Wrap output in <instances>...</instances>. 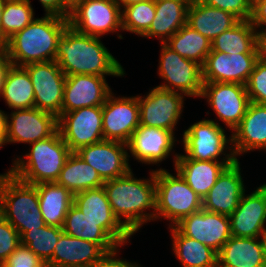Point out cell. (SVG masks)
<instances>
[{
    "label": "cell",
    "mask_w": 266,
    "mask_h": 267,
    "mask_svg": "<svg viewBox=\"0 0 266 267\" xmlns=\"http://www.w3.org/2000/svg\"><path fill=\"white\" fill-rule=\"evenodd\" d=\"M225 132V129L213 119L191 124L183 131L180 141L183 142V155L199 161L235 162L237 159L232 150V138L231 135L226 136Z\"/></svg>",
    "instance_id": "obj_7"
},
{
    "label": "cell",
    "mask_w": 266,
    "mask_h": 267,
    "mask_svg": "<svg viewBox=\"0 0 266 267\" xmlns=\"http://www.w3.org/2000/svg\"><path fill=\"white\" fill-rule=\"evenodd\" d=\"M63 233L62 227L45 225L26 231L20 239L21 244L27 246L46 264L52 258L55 245Z\"/></svg>",
    "instance_id": "obj_38"
},
{
    "label": "cell",
    "mask_w": 266,
    "mask_h": 267,
    "mask_svg": "<svg viewBox=\"0 0 266 267\" xmlns=\"http://www.w3.org/2000/svg\"><path fill=\"white\" fill-rule=\"evenodd\" d=\"M0 267H46L27 246L20 244Z\"/></svg>",
    "instance_id": "obj_43"
},
{
    "label": "cell",
    "mask_w": 266,
    "mask_h": 267,
    "mask_svg": "<svg viewBox=\"0 0 266 267\" xmlns=\"http://www.w3.org/2000/svg\"><path fill=\"white\" fill-rule=\"evenodd\" d=\"M132 171L104 181L103 188L114 215L134 235L144 224L155 220L156 182L154 169L149 178L142 179L134 177ZM148 209L152 212L147 213Z\"/></svg>",
    "instance_id": "obj_2"
},
{
    "label": "cell",
    "mask_w": 266,
    "mask_h": 267,
    "mask_svg": "<svg viewBox=\"0 0 266 267\" xmlns=\"http://www.w3.org/2000/svg\"><path fill=\"white\" fill-rule=\"evenodd\" d=\"M229 219L231 236L266 237V187L264 184L250 194L244 192Z\"/></svg>",
    "instance_id": "obj_19"
},
{
    "label": "cell",
    "mask_w": 266,
    "mask_h": 267,
    "mask_svg": "<svg viewBox=\"0 0 266 267\" xmlns=\"http://www.w3.org/2000/svg\"><path fill=\"white\" fill-rule=\"evenodd\" d=\"M230 267H265L266 237L231 236L217 253V264Z\"/></svg>",
    "instance_id": "obj_26"
},
{
    "label": "cell",
    "mask_w": 266,
    "mask_h": 267,
    "mask_svg": "<svg viewBox=\"0 0 266 267\" xmlns=\"http://www.w3.org/2000/svg\"><path fill=\"white\" fill-rule=\"evenodd\" d=\"M82 0H62V2L72 10Z\"/></svg>",
    "instance_id": "obj_51"
},
{
    "label": "cell",
    "mask_w": 266,
    "mask_h": 267,
    "mask_svg": "<svg viewBox=\"0 0 266 267\" xmlns=\"http://www.w3.org/2000/svg\"><path fill=\"white\" fill-rule=\"evenodd\" d=\"M76 153L99 174L103 181L126 175L130 170L127 144L102 140L79 148Z\"/></svg>",
    "instance_id": "obj_18"
},
{
    "label": "cell",
    "mask_w": 266,
    "mask_h": 267,
    "mask_svg": "<svg viewBox=\"0 0 266 267\" xmlns=\"http://www.w3.org/2000/svg\"><path fill=\"white\" fill-rule=\"evenodd\" d=\"M137 98L140 125L170 130L175 134L185 104L184 94L156 86Z\"/></svg>",
    "instance_id": "obj_10"
},
{
    "label": "cell",
    "mask_w": 266,
    "mask_h": 267,
    "mask_svg": "<svg viewBox=\"0 0 266 267\" xmlns=\"http://www.w3.org/2000/svg\"><path fill=\"white\" fill-rule=\"evenodd\" d=\"M40 212L45 224L62 227L66 214L73 204L74 194L56 182L35 184Z\"/></svg>",
    "instance_id": "obj_30"
},
{
    "label": "cell",
    "mask_w": 266,
    "mask_h": 267,
    "mask_svg": "<svg viewBox=\"0 0 266 267\" xmlns=\"http://www.w3.org/2000/svg\"><path fill=\"white\" fill-rule=\"evenodd\" d=\"M31 78L35 107L55 115L62 114V103L66 75L53 60L49 62L30 63L23 66Z\"/></svg>",
    "instance_id": "obj_12"
},
{
    "label": "cell",
    "mask_w": 266,
    "mask_h": 267,
    "mask_svg": "<svg viewBox=\"0 0 266 267\" xmlns=\"http://www.w3.org/2000/svg\"><path fill=\"white\" fill-rule=\"evenodd\" d=\"M73 204L87 218L99 223V227H102L121 248L130 242L133 235L114 215L103 186L74 194Z\"/></svg>",
    "instance_id": "obj_16"
},
{
    "label": "cell",
    "mask_w": 266,
    "mask_h": 267,
    "mask_svg": "<svg viewBox=\"0 0 266 267\" xmlns=\"http://www.w3.org/2000/svg\"><path fill=\"white\" fill-rule=\"evenodd\" d=\"M62 230L65 234L98 244L106 253L121 247L99 223L87 218L74 204L69 208Z\"/></svg>",
    "instance_id": "obj_31"
},
{
    "label": "cell",
    "mask_w": 266,
    "mask_h": 267,
    "mask_svg": "<svg viewBox=\"0 0 266 267\" xmlns=\"http://www.w3.org/2000/svg\"><path fill=\"white\" fill-rule=\"evenodd\" d=\"M239 21L235 15L209 6L200 0H191L187 12V25L211 42Z\"/></svg>",
    "instance_id": "obj_28"
},
{
    "label": "cell",
    "mask_w": 266,
    "mask_h": 267,
    "mask_svg": "<svg viewBox=\"0 0 266 267\" xmlns=\"http://www.w3.org/2000/svg\"><path fill=\"white\" fill-rule=\"evenodd\" d=\"M20 244L18 231L0 214V266Z\"/></svg>",
    "instance_id": "obj_41"
},
{
    "label": "cell",
    "mask_w": 266,
    "mask_h": 267,
    "mask_svg": "<svg viewBox=\"0 0 266 267\" xmlns=\"http://www.w3.org/2000/svg\"><path fill=\"white\" fill-rule=\"evenodd\" d=\"M155 2L146 0L124 7L122 12V29L142 36L150 27L155 17Z\"/></svg>",
    "instance_id": "obj_39"
},
{
    "label": "cell",
    "mask_w": 266,
    "mask_h": 267,
    "mask_svg": "<svg viewBox=\"0 0 266 267\" xmlns=\"http://www.w3.org/2000/svg\"><path fill=\"white\" fill-rule=\"evenodd\" d=\"M69 25L79 33L102 37L122 29V12L115 0H82L70 12Z\"/></svg>",
    "instance_id": "obj_8"
},
{
    "label": "cell",
    "mask_w": 266,
    "mask_h": 267,
    "mask_svg": "<svg viewBox=\"0 0 266 267\" xmlns=\"http://www.w3.org/2000/svg\"><path fill=\"white\" fill-rule=\"evenodd\" d=\"M58 130L71 152L104 140L102 106L83 107L61 114Z\"/></svg>",
    "instance_id": "obj_13"
},
{
    "label": "cell",
    "mask_w": 266,
    "mask_h": 267,
    "mask_svg": "<svg viewBox=\"0 0 266 267\" xmlns=\"http://www.w3.org/2000/svg\"><path fill=\"white\" fill-rule=\"evenodd\" d=\"M6 0H0V47H1V21Z\"/></svg>",
    "instance_id": "obj_52"
},
{
    "label": "cell",
    "mask_w": 266,
    "mask_h": 267,
    "mask_svg": "<svg viewBox=\"0 0 266 267\" xmlns=\"http://www.w3.org/2000/svg\"><path fill=\"white\" fill-rule=\"evenodd\" d=\"M0 214L20 237L26 231L46 225L40 212L36 186L22 182L8 171L0 179Z\"/></svg>",
    "instance_id": "obj_5"
},
{
    "label": "cell",
    "mask_w": 266,
    "mask_h": 267,
    "mask_svg": "<svg viewBox=\"0 0 266 267\" xmlns=\"http://www.w3.org/2000/svg\"><path fill=\"white\" fill-rule=\"evenodd\" d=\"M140 125L137 96L116 97L111 92L102 106V131L104 140L127 144Z\"/></svg>",
    "instance_id": "obj_14"
},
{
    "label": "cell",
    "mask_w": 266,
    "mask_h": 267,
    "mask_svg": "<svg viewBox=\"0 0 266 267\" xmlns=\"http://www.w3.org/2000/svg\"><path fill=\"white\" fill-rule=\"evenodd\" d=\"M174 176L165 168L155 169L156 210L155 220H169V227L203 208L202 198L195 193L181 175Z\"/></svg>",
    "instance_id": "obj_6"
},
{
    "label": "cell",
    "mask_w": 266,
    "mask_h": 267,
    "mask_svg": "<svg viewBox=\"0 0 266 267\" xmlns=\"http://www.w3.org/2000/svg\"><path fill=\"white\" fill-rule=\"evenodd\" d=\"M101 37L77 32L70 25L58 39L55 61L66 76L90 74L125 76L120 62L102 43Z\"/></svg>",
    "instance_id": "obj_1"
},
{
    "label": "cell",
    "mask_w": 266,
    "mask_h": 267,
    "mask_svg": "<svg viewBox=\"0 0 266 267\" xmlns=\"http://www.w3.org/2000/svg\"><path fill=\"white\" fill-rule=\"evenodd\" d=\"M115 1L117 2V4L120 6V8L122 10L124 7H127L129 5H132V4H135L138 2H143L146 0H115Z\"/></svg>",
    "instance_id": "obj_50"
},
{
    "label": "cell",
    "mask_w": 266,
    "mask_h": 267,
    "mask_svg": "<svg viewBox=\"0 0 266 267\" xmlns=\"http://www.w3.org/2000/svg\"><path fill=\"white\" fill-rule=\"evenodd\" d=\"M120 247L106 253L94 266L92 267H141L136 262H129L127 259L117 258L119 256ZM118 253V254H117Z\"/></svg>",
    "instance_id": "obj_44"
},
{
    "label": "cell",
    "mask_w": 266,
    "mask_h": 267,
    "mask_svg": "<svg viewBox=\"0 0 266 267\" xmlns=\"http://www.w3.org/2000/svg\"><path fill=\"white\" fill-rule=\"evenodd\" d=\"M158 75L164 81L159 88L184 94L186 97H200L203 88L202 66L186 59L165 43H160Z\"/></svg>",
    "instance_id": "obj_9"
},
{
    "label": "cell",
    "mask_w": 266,
    "mask_h": 267,
    "mask_svg": "<svg viewBox=\"0 0 266 267\" xmlns=\"http://www.w3.org/2000/svg\"><path fill=\"white\" fill-rule=\"evenodd\" d=\"M9 109L35 107V95L28 71L23 66L10 65L0 94Z\"/></svg>",
    "instance_id": "obj_32"
},
{
    "label": "cell",
    "mask_w": 266,
    "mask_h": 267,
    "mask_svg": "<svg viewBox=\"0 0 266 267\" xmlns=\"http://www.w3.org/2000/svg\"><path fill=\"white\" fill-rule=\"evenodd\" d=\"M250 22L257 31L266 29V0H253Z\"/></svg>",
    "instance_id": "obj_45"
},
{
    "label": "cell",
    "mask_w": 266,
    "mask_h": 267,
    "mask_svg": "<svg viewBox=\"0 0 266 267\" xmlns=\"http://www.w3.org/2000/svg\"><path fill=\"white\" fill-rule=\"evenodd\" d=\"M58 130V118L36 107L16 109L7 113L6 144H32L53 135Z\"/></svg>",
    "instance_id": "obj_15"
},
{
    "label": "cell",
    "mask_w": 266,
    "mask_h": 267,
    "mask_svg": "<svg viewBox=\"0 0 266 267\" xmlns=\"http://www.w3.org/2000/svg\"><path fill=\"white\" fill-rule=\"evenodd\" d=\"M44 8L45 15L69 18L71 10L62 0H39Z\"/></svg>",
    "instance_id": "obj_46"
},
{
    "label": "cell",
    "mask_w": 266,
    "mask_h": 267,
    "mask_svg": "<svg viewBox=\"0 0 266 267\" xmlns=\"http://www.w3.org/2000/svg\"><path fill=\"white\" fill-rule=\"evenodd\" d=\"M111 92L106 77L90 74L66 76L62 114L83 107L103 106Z\"/></svg>",
    "instance_id": "obj_22"
},
{
    "label": "cell",
    "mask_w": 266,
    "mask_h": 267,
    "mask_svg": "<svg viewBox=\"0 0 266 267\" xmlns=\"http://www.w3.org/2000/svg\"><path fill=\"white\" fill-rule=\"evenodd\" d=\"M72 194L102 187L104 181L97 171L86 163L76 152H71L56 181Z\"/></svg>",
    "instance_id": "obj_34"
},
{
    "label": "cell",
    "mask_w": 266,
    "mask_h": 267,
    "mask_svg": "<svg viewBox=\"0 0 266 267\" xmlns=\"http://www.w3.org/2000/svg\"><path fill=\"white\" fill-rule=\"evenodd\" d=\"M191 0H162L155 2V17L149 29L141 36L159 38L165 43L181 27L187 24V12Z\"/></svg>",
    "instance_id": "obj_29"
},
{
    "label": "cell",
    "mask_w": 266,
    "mask_h": 267,
    "mask_svg": "<svg viewBox=\"0 0 266 267\" xmlns=\"http://www.w3.org/2000/svg\"><path fill=\"white\" fill-rule=\"evenodd\" d=\"M241 163L236 160L218 176L216 183L202 199L203 209L230 216L237 208L245 190Z\"/></svg>",
    "instance_id": "obj_23"
},
{
    "label": "cell",
    "mask_w": 266,
    "mask_h": 267,
    "mask_svg": "<svg viewBox=\"0 0 266 267\" xmlns=\"http://www.w3.org/2000/svg\"><path fill=\"white\" fill-rule=\"evenodd\" d=\"M174 227L181 234L211 247L217 253L231 237L229 216L203 208L184 217Z\"/></svg>",
    "instance_id": "obj_17"
},
{
    "label": "cell",
    "mask_w": 266,
    "mask_h": 267,
    "mask_svg": "<svg viewBox=\"0 0 266 267\" xmlns=\"http://www.w3.org/2000/svg\"><path fill=\"white\" fill-rule=\"evenodd\" d=\"M217 9L235 15L239 20H250L253 0H200Z\"/></svg>",
    "instance_id": "obj_42"
},
{
    "label": "cell",
    "mask_w": 266,
    "mask_h": 267,
    "mask_svg": "<svg viewBox=\"0 0 266 267\" xmlns=\"http://www.w3.org/2000/svg\"><path fill=\"white\" fill-rule=\"evenodd\" d=\"M230 133L237 160L253 150L266 151V105L250 102L240 124Z\"/></svg>",
    "instance_id": "obj_24"
},
{
    "label": "cell",
    "mask_w": 266,
    "mask_h": 267,
    "mask_svg": "<svg viewBox=\"0 0 266 267\" xmlns=\"http://www.w3.org/2000/svg\"><path fill=\"white\" fill-rule=\"evenodd\" d=\"M173 254L182 267H216L217 252L211 247L181 234L174 226L169 227Z\"/></svg>",
    "instance_id": "obj_35"
},
{
    "label": "cell",
    "mask_w": 266,
    "mask_h": 267,
    "mask_svg": "<svg viewBox=\"0 0 266 267\" xmlns=\"http://www.w3.org/2000/svg\"><path fill=\"white\" fill-rule=\"evenodd\" d=\"M106 252L96 243L63 233L46 267H92Z\"/></svg>",
    "instance_id": "obj_25"
},
{
    "label": "cell",
    "mask_w": 266,
    "mask_h": 267,
    "mask_svg": "<svg viewBox=\"0 0 266 267\" xmlns=\"http://www.w3.org/2000/svg\"><path fill=\"white\" fill-rule=\"evenodd\" d=\"M165 44L182 57L203 66L207 55L211 51L212 42L185 24Z\"/></svg>",
    "instance_id": "obj_36"
},
{
    "label": "cell",
    "mask_w": 266,
    "mask_h": 267,
    "mask_svg": "<svg viewBox=\"0 0 266 267\" xmlns=\"http://www.w3.org/2000/svg\"><path fill=\"white\" fill-rule=\"evenodd\" d=\"M174 169L177 171L189 187L202 199L208 194L216 183L222 171L234 162L199 161L189 159L182 153H175Z\"/></svg>",
    "instance_id": "obj_27"
},
{
    "label": "cell",
    "mask_w": 266,
    "mask_h": 267,
    "mask_svg": "<svg viewBox=\"0 0 266 267\" xmlns=\"http://www.w3.org/2000/svg\"><path fill=\"white\" fill-rule=\"evenodd\" d=\"M29 152L17 156L8 169L15 178L35 185L56 182L71 151L59 130L46 139L29 144Z\"/></svg>",
    "instance_id": "obj_4"
},
{
    "label": "cell",
    "mask_w": 266,
    "mask_h": 267,
    "mask_svg": "<svg viewBox=\"0 0 266 267\" xmlns=\"http://www.w3.org/2000/svg\"><path fill=\"white\" fill-rule=\"evenodd\" d=\"M211 51L226 55L258 54L257 30L250 20H240L212 41Z\"/></svg>",
    "instance_id": "obj_33"
},
{
    "label": "cell",
    "mask_w": 266,
    "mask_h": 267,
    "mask_svg": "<svg viewBox=\"0 0 266 267\" xmlns=\"http://www.w3.org/2000/svg\"><path fill=\"white\" fill-rule=\"evenodd\" d=\"M246 90L250 102L266 105V61L257 60L246 83Z\"/></svg>",
    "instance_id": "obj_40"
},
{
    "label": "cell",
    "mask_w": 266,
    "mask_h": 267,
    "mask_svg": "<svg viewBox=\"0 0 266 267\" xmlns=\"http://www.w3.org/2000/svg\"><path fill=\"white\" fill-rule=\"evenodd\" d=\"M68 25V18L44 15L15 33L0 48L15 66L53 61L58 39Z\"/></svg>",
    "instance_id": "obj_3"
},
{
    "label": "cell",
    "mask_w": 266,
    "mask_h": 267,
    "mask_svg": "<svg viewBox=\"0 0 266 267\" xmlns=\"http://www.w3.org/2000/svg\"><path fill=\"white\" fill-rule=\"evenodd\" d=\"M34 15L31 0H6L1 21V46L35 20Z\"/></svg>",
    "instance_id": "obj_37"
},
{
    "label": "cell",
    "mask_w": 266,
    "mask_h": 267,
    "mask_svg": "<svg viewBox=\"0 0 266 267\" xmlns=\"http://www.w3.org/2000/svg\"><path fill=\"white\" fill-rule=\"evenodd\" d=\"M257 49L259 58L266 61V29L257 31Z\"/></svg>",
    "instance_id": "obj_47"
},
{
    "label": "cell",
    "mask_w": 266,
    "mask_h": 267,
    "mask_svg": "<svg viewBox=\"0 0 266 267\" xmlns=\"http://www.w3.org/2000/svg\"><path fill=\"white\" fill-rule=\"evenodd\" d=\"M258 59V54L226 55L210 51L202 66L203 83L226 82L246 85Z\"/></svg>",
    "instance_id": "obj_21"
},
{
    "label": "cell",
    "mask_w": 266,
    "mask_h": 267,
    "mask_svg": "<svg viewBox=\"0 0 266 267\" xmlns=\"http://www.w3.org/2000/svg\"><path fill=\"white\" fill-rule=\"evenodd\" d=\"M166 129L139 125L127 142L131 156L142 164H159L171 156L177 138Z\"/></svg>",
    "instance_id": "obj_20"
},
{
    "label": "cell",
    "mask_w": 266,
    "mask_h": 267,
    "mask_svg": "<svg viewBox=\"0 0 266 267\" xmlns=\"http://www.w3.org/2000/svg\"><path fill=\"white\" fill-rule=\"evenodd\" d=\"M200 98L207 99L217 118L232 132L240 124L250 104L246 85L238 83H203Z\"/></svg>",
    "instance_id": "obj_11"
},
{
    "label": "cell",
    "mask_w": 266,
    "mask_h": 267,
    "mask_svg": "<svg viewBox=\"0 0 266 267\" xmlns=\"http://www.w3.org/2000/svg\"><path fill=\"white\" fill-rule=\"evenodd\" d=\"M7 134V114L0 110V149L6 145Z\"/></svg>",
    "instance_id": "obj_49"
},
{
    "label": "cell",
    "mask_w": 266,
    "mask_h": 267,
    "mask_svg": "<svg viewBox=\"0 0 266 267\" xmlns=\"http://www.w3.org/2000/svg\"><path fill=\"white\" fill-rule=\"evenodd\" d=\"M216 267H230V266H225V265H216Z\"/></svg>",
    "instance_id": "obj_53"
},
{
    "label": "cell",
    "mask_w": 266,
    "mask_h": 267,
    "mask_svg": "<svg viewBox=\"0 0 266 267\" xmlns=\"http://www.w3.org/2000/svg\"><path fill=\"white\" fill-rule=\"evenodd\" d=\"M11 65V62L8 60L7 55L5 52L0 48V94L3 87L4 78L6 72Z\"/></svg>",
    "instance_id": "obj_48"
}]
</instances>
